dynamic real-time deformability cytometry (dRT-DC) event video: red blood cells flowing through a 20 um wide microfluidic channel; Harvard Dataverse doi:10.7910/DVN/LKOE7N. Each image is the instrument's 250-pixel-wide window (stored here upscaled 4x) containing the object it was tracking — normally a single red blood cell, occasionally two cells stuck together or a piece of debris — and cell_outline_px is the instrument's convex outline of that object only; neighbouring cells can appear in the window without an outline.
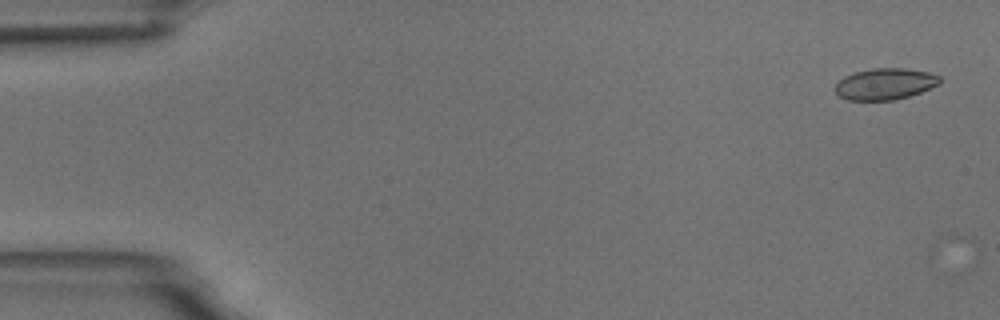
{"species": "common noctule bat (a hibernating species)", "species_latin": "Nyctalus noctula", "temperature_condition": "room temperature", "stored_images_in_passage": 5, "camera_frame_rate_fps": 3000, "um_per_image_px": 0.085, "animal": {"sex": "male", "body_mass_g": 18.8}, "frame": {"image": 1, "passage_image": 2, "time_ms": 0.333, "image_size_px": [1000, 320], "cell_outline_px": [[940, 80], [936, 84], [920, 92], [908, 96], [892, 100], [848, 100], [840, 96], [836, 92], [836, 84], [844, 76], [856, 72], [872, 68], [904, 68], [928, 72], [940, 76]], "centroid_in_image_um": [75.2, 7.13], "position_along_channel_um": 9.8, "area_um2": 18.79}}